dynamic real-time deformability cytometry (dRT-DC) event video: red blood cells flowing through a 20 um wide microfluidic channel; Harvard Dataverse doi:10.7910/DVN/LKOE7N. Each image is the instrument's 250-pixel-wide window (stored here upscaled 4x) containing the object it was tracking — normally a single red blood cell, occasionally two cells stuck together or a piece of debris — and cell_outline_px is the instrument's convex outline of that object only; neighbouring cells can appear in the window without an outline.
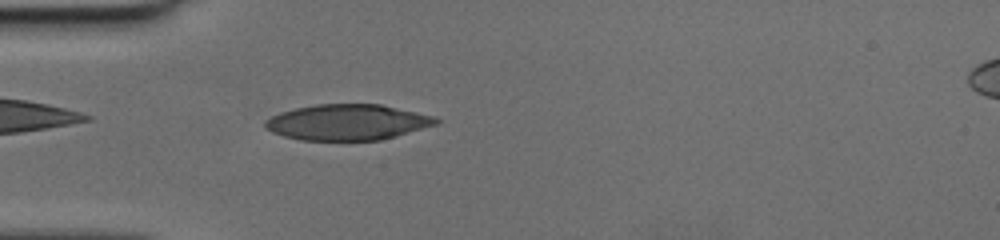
{"species": "human", "species_latin": "Homo sapiens", "temperature_condition": "cold", "stored_images_in_passage": 37, "camera_frame_rate_fps": 3000, "um_per_image_px": 0.085, "donor": {"sex": "female"}, "frame": {"image": 1, "passage_image": 3, "time_ms": 0.667, "image_size_px": [1000, 240], "cell_outline_px": [[440, 120], [436, 124], [396, 136], [380, 140], [300, 140], [284, 136], [272, 132], [264, 128], [264, 120], [280, 112], [296, 108], [316, 104], [380, 104], [416, 112], [432, 116]], "centroid_in_image_um": [29.48, 10.39], "position_along_channel_um": 55.5, "area_um2": 35.43}}
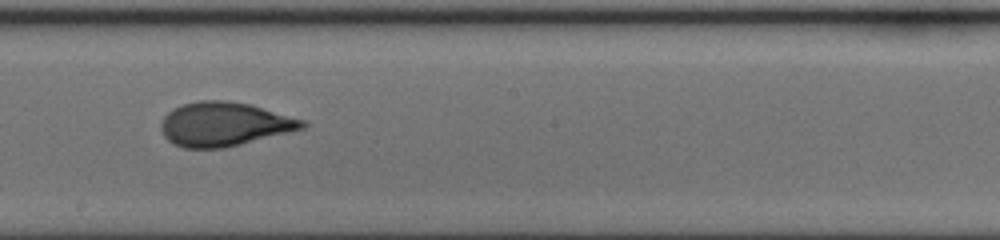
{"frame": {"image": 2, "passage_image": 16, "time_ms": 5.0, "image_size_px": [1000, 240], "cell_outline_px": [[308, 124], [304, 128], [224, 148], [184, 148], [172, 144], [164, 136], [160, 128], [160, 124], [164, 116], [172, 108], [184, 104], [200, 100], [228, 100], [252, 104], [304, 120]], "centroid_in_image_um": [19.03, 10.54], "position_along_channel_um": 229.2, "area_um2": 36.3}}
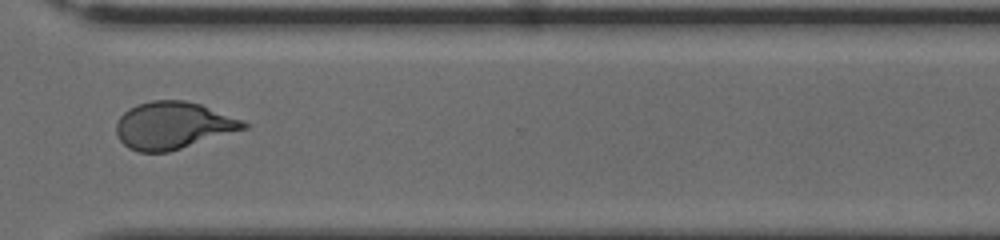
{"frame": {"image": 3, "passage_image": 25, "time_ms": 8.0, "image_size_px": [1000, 240], "cell_outline_px": [[248, 128], [168, 152], [140, 152], [128, 148], [116, 136], [116, 124], [120, 116], [128, 108], [136, 104], [152, 100], [184, 100], [200, 104], [244, 120], [248, 124]], "centroid_in_image_um": [14.69, 10.66], "position_along_channel_um": 355.9, "area_um2": 35.08}}